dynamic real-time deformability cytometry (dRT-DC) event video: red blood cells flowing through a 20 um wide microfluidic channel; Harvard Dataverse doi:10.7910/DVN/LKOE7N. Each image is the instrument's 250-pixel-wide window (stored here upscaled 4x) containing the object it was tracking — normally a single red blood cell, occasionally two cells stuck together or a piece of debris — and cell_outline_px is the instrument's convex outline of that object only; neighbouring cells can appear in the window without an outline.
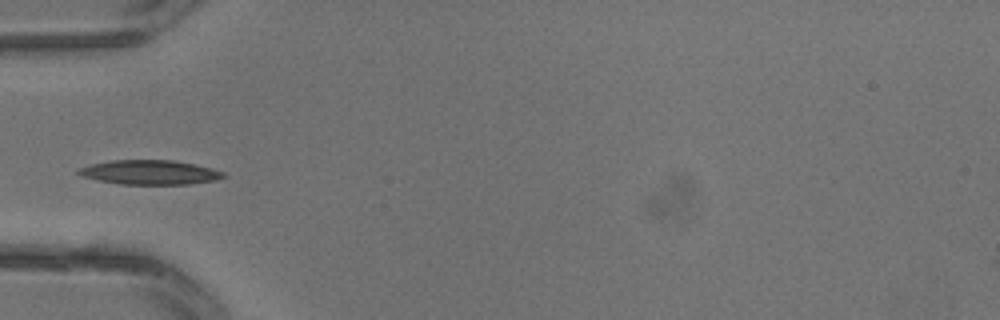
{"species": "common noctule bat (a hibernating species)", "species_latin": "Nyctalus noctula", "temperature_condition": "warm", "stored_images_in_passage": 3, "camera_frame_rate_fps": 3000, "um_per_image_px": 0.085, "animal": {"sex": "male", "body_mass_g": 13.3}, "frame": {"image": 1, "passage_image": 3, "time_ms": 0.667, "image_size_px": [1000, 320], "cell_outline_px": [[228, 176], [216, 180], [188, 184], [120, 184], [100, 180], [84, 176], [76, 172], [80, 168], [92, 164], [108, 160], [172, 160], [196, 164], [212, 168], [224, 172]], "centroid_in_image_um": [12.8, 14.64], "position_along_channel_um": 72.2, "area_um2": 20.52}}